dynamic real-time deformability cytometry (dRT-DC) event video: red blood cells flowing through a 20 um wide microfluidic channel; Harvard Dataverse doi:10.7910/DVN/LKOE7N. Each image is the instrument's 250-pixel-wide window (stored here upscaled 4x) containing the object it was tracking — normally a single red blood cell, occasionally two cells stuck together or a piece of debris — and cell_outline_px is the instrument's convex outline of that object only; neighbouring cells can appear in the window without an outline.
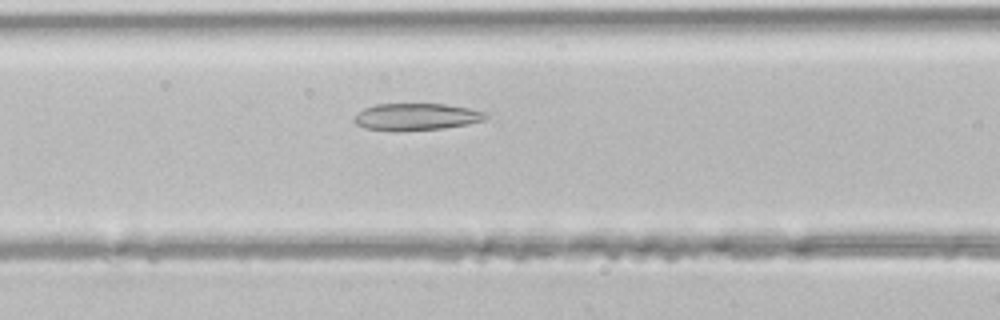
{"species": "common noctule bat (a hibernating species)", "species_latin": "Nyctalus noctula", "temperature_condition": "room temperature", "stored_images_in_passage": 3, "camera_frame_rate_fps": 3000, "um_per_image_px": 0.085, "animal": {"sex": "male", "body_mass_g": 21.5, "forearm_length_mm": 52.0}, "frame": {"image": 1, "passage_image": 3, "time_ms": 0.667, "image_size_px": [1000, 320], "cell_outline_px": [[488, 116], [484, 120], [468, 124], [444, 128], [392, 132], [364, 128], [356, 124], [352, 120], [352, 116], [356, 112], [364, 108], [376, 104], [448, 104], [488, 112]], "centroid_in_image_um": [35.33, 9.93], "position_along_channel_um": 131.3, "area_um2": 21.15}}